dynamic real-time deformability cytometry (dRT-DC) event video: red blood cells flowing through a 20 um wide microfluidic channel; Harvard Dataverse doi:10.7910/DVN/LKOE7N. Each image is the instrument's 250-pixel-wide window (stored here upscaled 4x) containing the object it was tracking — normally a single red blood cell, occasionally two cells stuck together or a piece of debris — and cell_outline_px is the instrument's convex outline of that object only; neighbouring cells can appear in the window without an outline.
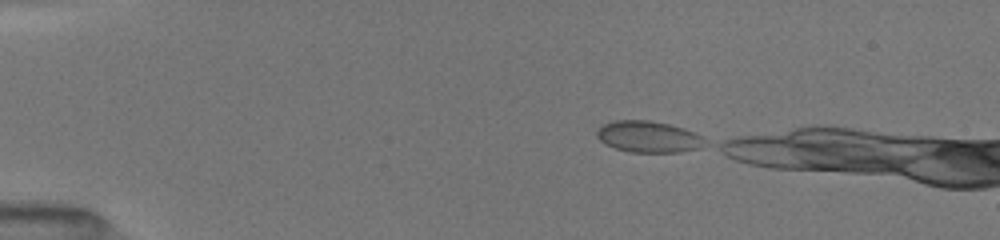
{"species": "common noctule bat (a hibernating species)", "species_latin": "Nyctalus noctula", "temperature_condition": "room temperature", "stored_images_in_passage": 20, "camera_frame_rate_fps": 3000, "um_per_image_px": 0.085, "animal": {"sex": "female", "body_mass_g": 19.5, "forearm_length_mm": 54.1}, "frame": {"image": 1, "passage_image": 1, "time_ms": 0.0, "image_size_px": [1000, 240], "cell_outline_px": [[700, 136], [696, 148], [676, 152], [632, 152], [616, 148], [600, 140], [596, 136], [596, 132], [604, 124], [616, 120], [648, 120], [668, 124], [692, 132]], "centroid_in_image_um": [54.98, 11.61], "position_along_channel_um": 30.0, "area_um2": 18.79}}
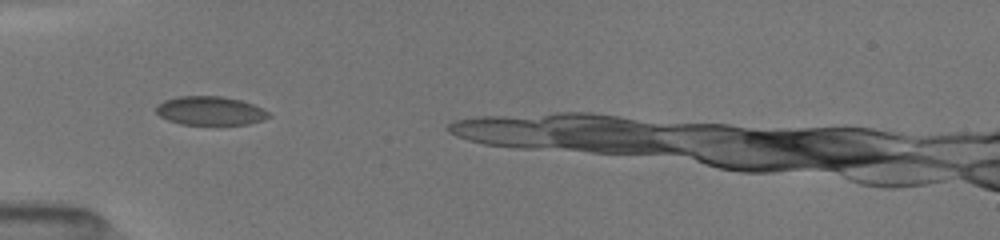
{"frame": {"image": 2, "passage_image": 14, "time_ms": 2.667, "image_size_px": [1000, 240], "cell_outline_px": [[268, 116], [260, 120], [248, 124], [180, 124], [168, 120], [160, 116], [156, 112], [156, 108], [164, 100], [180, 96], [220, 96], [240, 100], [252, 104], [268, 112]], "centroid_in_image_um": [17.82, 9.41], "position_along_channel_um": 67.2, "area_um2": 18.44}}